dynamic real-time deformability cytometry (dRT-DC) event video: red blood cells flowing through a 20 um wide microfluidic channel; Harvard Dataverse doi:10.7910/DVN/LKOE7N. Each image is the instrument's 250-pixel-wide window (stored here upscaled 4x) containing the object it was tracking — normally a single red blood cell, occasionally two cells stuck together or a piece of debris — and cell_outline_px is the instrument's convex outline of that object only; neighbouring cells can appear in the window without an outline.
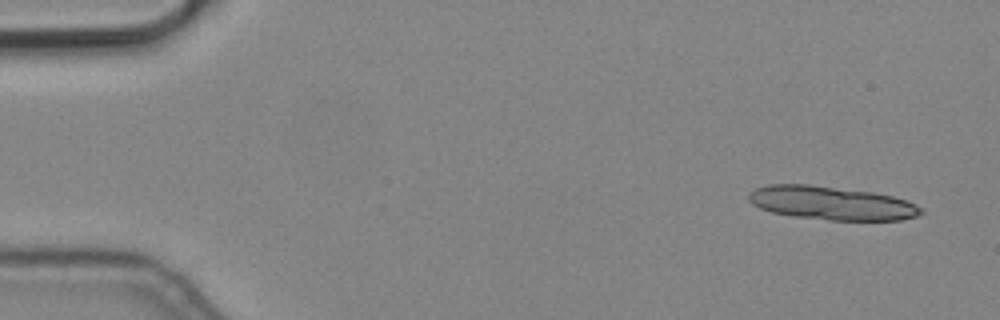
{"species": "common noctule bat (a hibernating species)", "species_latin": "Nyctalus noctula", "temperature_condition": "cold", "stored_images_in_passage": 5, "camera_frame_rate_fps": 3000, "um_per_image_px": 0.085, "animal": {"sex": "male", "body_mass_g": 19.2, "forearm_length_mm": 51.8}, "frame": {"image": 1, "passage_image": 1, "time_ms": 0.0, "image_size_px": [1000, 320], "cell_outline_px": [[924, 212], [916, 216], [900, 220], [828, 220], [796, 216], [772, 212], [760, 208], [752, 204], [748, 200], [748, 192], [756, 188], [768, 184], [808, 184], [872, 192], [892, 196], [916, 204], [924, 208]], "centroid_in_image_um": [70.66, 17.26], "position_along_channel_um": 14.3, "area_um2": 33.64}}